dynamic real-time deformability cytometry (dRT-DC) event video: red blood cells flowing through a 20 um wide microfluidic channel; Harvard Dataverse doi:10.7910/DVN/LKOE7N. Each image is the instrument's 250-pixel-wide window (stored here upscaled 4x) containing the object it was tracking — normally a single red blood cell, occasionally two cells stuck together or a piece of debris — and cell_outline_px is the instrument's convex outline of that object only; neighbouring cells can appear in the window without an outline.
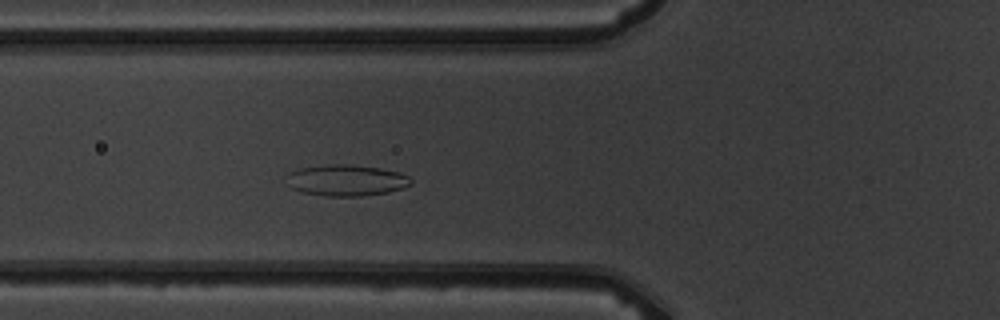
{"species": "common noctule bat (a hibernating species)", "species_latin": "Nyctalus noctula", "temperature_condition": "warm", "stored_images_in_passage": 5, "camera_frame_rate_fps": 3000, "um_per_image_px": 0.085, "animal": {"sex": "male", "body_mass_g": 19.5, "forearm_length_mm": 54.6}, "frame": {"image": 1, "passage_image": 5, "time_ms": 4.333, "image_size_px": [1000, 320], "cell_outline_px": [[412, 184], [404, 188], [388, 192], [360, 196], [324, 196], [300, 192], [292, 188], [284, 176], [288, 172], [300, 168], [332, 164], [352, 164], [380, 168], [400, 172], [408, 176], [412, 180]], "centroid_in_image_um": [29.43, 15.32], "position_along_channel_um": 96.4, "area_um2": 22.89}}